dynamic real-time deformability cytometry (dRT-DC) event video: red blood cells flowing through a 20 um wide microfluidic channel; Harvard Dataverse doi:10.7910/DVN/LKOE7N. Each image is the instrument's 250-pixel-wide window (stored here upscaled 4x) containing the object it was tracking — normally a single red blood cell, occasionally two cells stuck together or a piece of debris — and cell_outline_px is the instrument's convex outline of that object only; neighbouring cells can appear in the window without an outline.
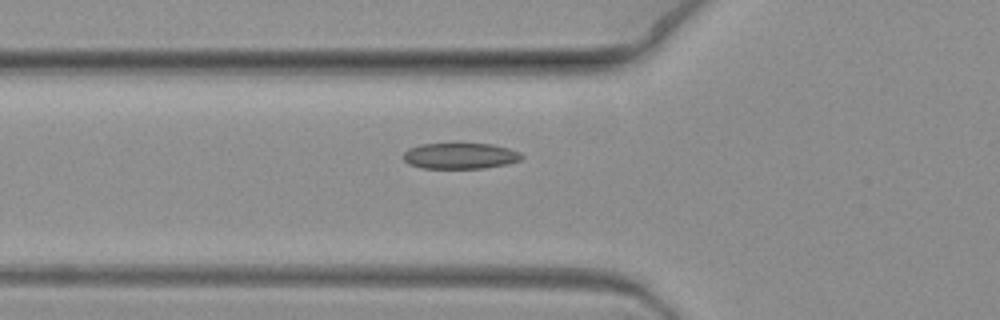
{"species": "common noctule bat (a hibernating species)", "species_latin": "Nyctalus noctula", "temperature_condition": "warm", "stored_images_in_passage": 2, "camera_frame_rate_fps": 3000, "um_per_image_px": 0.085, "animal": {"sex": "female", "body_mass_g": 19.3, "forearm_length_mm": 54.1}, "frame": {"image": 1, "passage_image": 2, "time_ms": 0.333, "image_size_px": [1000, 320], "cell_outline_px": [[524, 156], [520, 160], [508, 164], [484, 168], [424, 168], [408, 164], [404, 160], [404, 152], [408, 148], [420, 144], [492, 144], [508, 148], [520, 152]], "centroid_in_image_um": [39.12, 13.25], "position_along_channel_um": 86.7, "area_um2": 17.86}}